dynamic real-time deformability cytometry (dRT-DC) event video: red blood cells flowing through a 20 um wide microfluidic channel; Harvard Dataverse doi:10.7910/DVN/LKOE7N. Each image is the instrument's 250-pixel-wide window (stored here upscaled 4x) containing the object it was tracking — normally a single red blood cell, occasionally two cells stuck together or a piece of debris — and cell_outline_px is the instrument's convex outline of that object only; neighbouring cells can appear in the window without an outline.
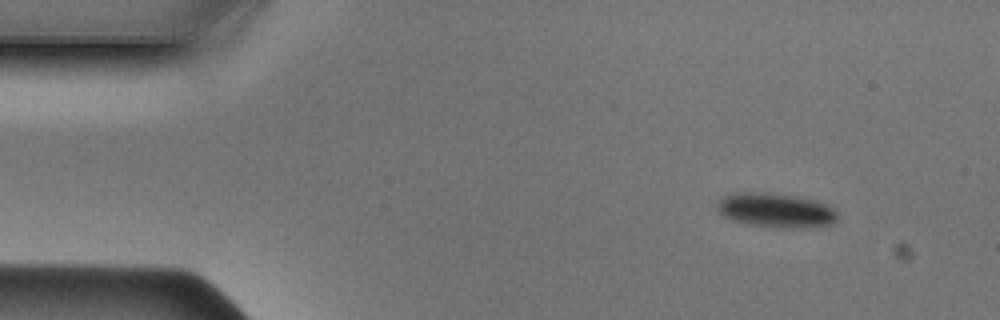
{"species": "Egyptian fruit bat (a non-hibernating species)", "species_latin": "Rousettus aegyptiacus", "temperature_condition": "cold", "stored_images_in_passage": 44, "camera_frame_rate_fps": 3000, "um_per_image_px": 0.085, "animal": {"sex": "male"}, "frame": {"image": 1, "passage_image": 1, "time_ms": 0.0, "image_size_px": [1000, 320], "cell_outline_px": [[840, 216], [836, 224], [752, 224], [732, 220], [724, 216], [716, 208], [716, 200], [732, 192], [772, 192], [796, 196], [812, 200], [824, 204], [832, 208]], "centroid_in_image_um": [65.85, 17.78], "position_along_channel_um": 19.2, "area_um2": 22.89}}
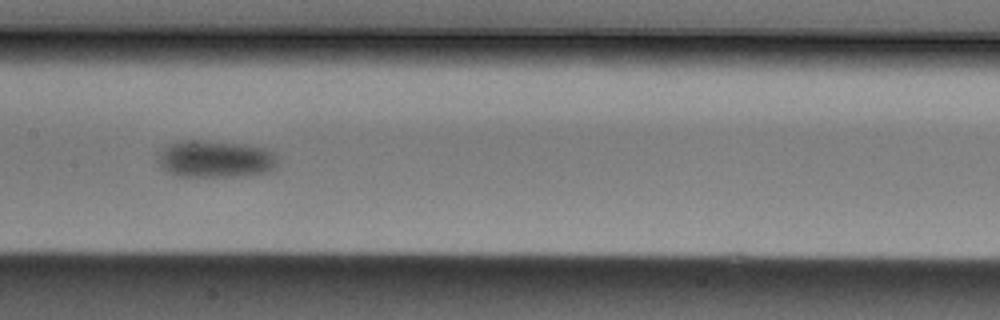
{"frame": {"image": 2, "passage_image": 19, "time_ms": 6.0, "image_size_px": [1000, 320], "cell_outline_px": [[280, 164], [276, 168], [264, 172], [244, 176], [176, 176], [164, 172], [160, 168], [156, 160], [156, 152], [164, 144], [176, 140], [200, 140], [236, 144], [264, 148], [272, 152], [280, 160]], "centroid_in_image_um": [18.19, 13.52], "position_along_channel_um": 189.2, "area_um2": 26.59}}
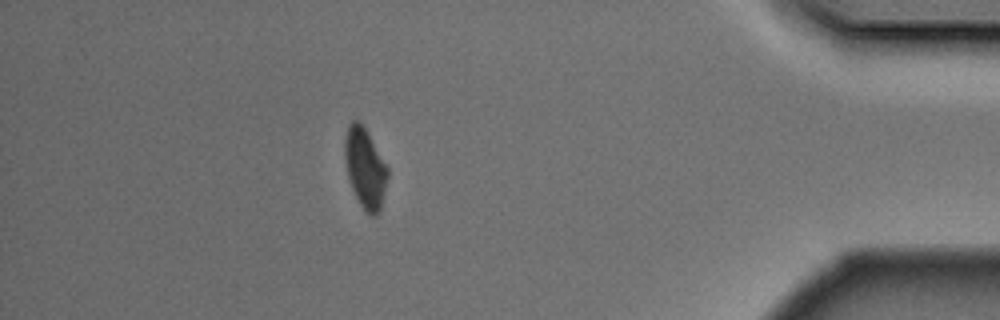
{"frame": {"image": 3, "passage_image": 38, "time_ms": 12.333, "image_size_px": [1000, 320], "cell_outline_px": [[388, 176], [380, 208], [376, 216], [372, 216], [360, 204], [352, 188], [348, 176], [344, 156], [344, 140], [348, 124], [352, 120], [356, 120], [364, 128], [388, 168]], "centroid_in_image_um": [31.01, 14.28], "position_along_channel_um": 404.2, "area_um2": 19.42}}